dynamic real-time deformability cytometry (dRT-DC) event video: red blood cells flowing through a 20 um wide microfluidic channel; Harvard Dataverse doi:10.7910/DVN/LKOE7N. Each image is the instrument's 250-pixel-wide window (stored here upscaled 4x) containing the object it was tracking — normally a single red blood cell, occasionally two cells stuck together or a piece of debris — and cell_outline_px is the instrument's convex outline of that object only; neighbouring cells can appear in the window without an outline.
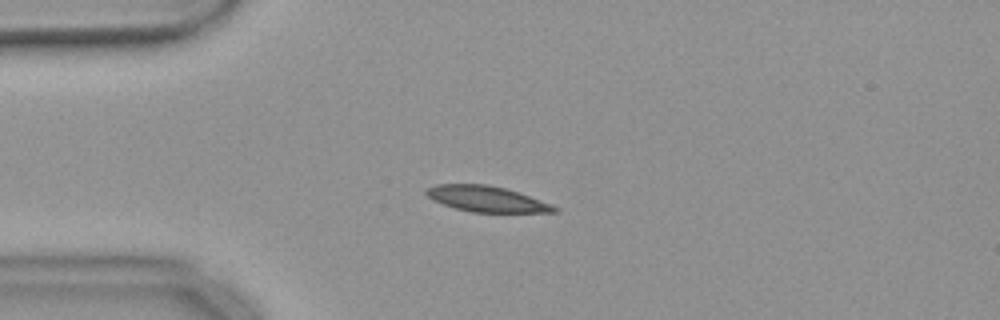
{"species": "common noctule bat (a hibernating species)", "species_latin": "Nyctalus noctula", "temperature_condition": "warm", "stored_images_in_passage": 10, "camera_frame_rate_fps": 3000, "um_per_image_px": 0.085, "animal": {"sex": "female", "body_mass_g": 18.4}, "frame": {"image": 1, "passage_image": 2, "time_ms": 0.333, "image_size_px": [1000, 320], "cell_outline_px": [[560, 212], [472, 212], [456, 208], [432, 200], [424, 192], [428, 188], [436, 184], [488, 184], [504, 188], [552, 204], [560, 208]], "centroid_in_image_um": [41.37, 16.91], "position_along_channel_um": 43.6, "area_um2": 19.02}}